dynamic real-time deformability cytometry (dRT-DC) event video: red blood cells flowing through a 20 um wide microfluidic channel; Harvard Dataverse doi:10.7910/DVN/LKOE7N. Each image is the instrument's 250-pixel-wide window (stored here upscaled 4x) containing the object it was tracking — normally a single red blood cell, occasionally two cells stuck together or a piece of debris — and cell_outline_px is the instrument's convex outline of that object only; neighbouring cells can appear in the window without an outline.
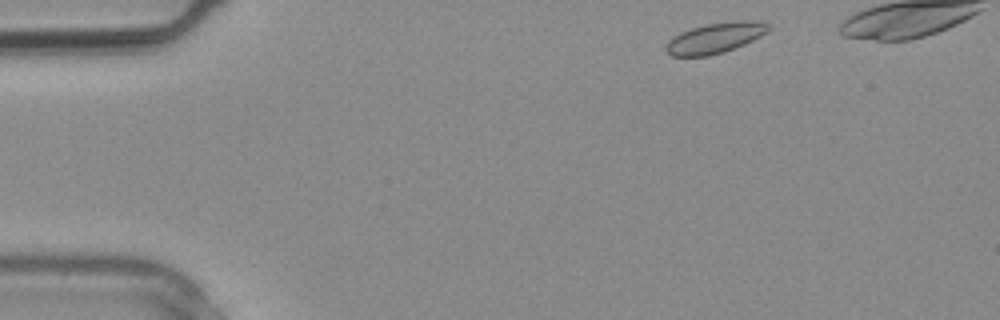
{"species": "common noctule bat (a hibernating species)", "species_latin": "Nyctalus noctula", "temperature_condition": "warm", "stored_images_in_passage": 4, "segment_of_instrument_passage": [2, 2], "camera_frame_rate_fps": 3000, "um_per_image_px": 0.085, "animal": {"sex": "male", "body_mass_g": 20.4}, "frame": {"image": 1, "passage_image": 4, "time_ms": 1.0, "image_size_px": [1000, 320], "cell_outline_px": [[772, 28], [768, 32], [744, 44], [724, 52], [708, 56], [672, 56], [664, 52], [664, 48], [668, 40], [672, 36], [680, 32], [692, 28], [708, 24], [736, 20], [756, 20], [772, 24]], "centroid_in_image_um": [60.8, 3.22], "position_along_channel_um": 24.2, "area_um2": 18.5}}